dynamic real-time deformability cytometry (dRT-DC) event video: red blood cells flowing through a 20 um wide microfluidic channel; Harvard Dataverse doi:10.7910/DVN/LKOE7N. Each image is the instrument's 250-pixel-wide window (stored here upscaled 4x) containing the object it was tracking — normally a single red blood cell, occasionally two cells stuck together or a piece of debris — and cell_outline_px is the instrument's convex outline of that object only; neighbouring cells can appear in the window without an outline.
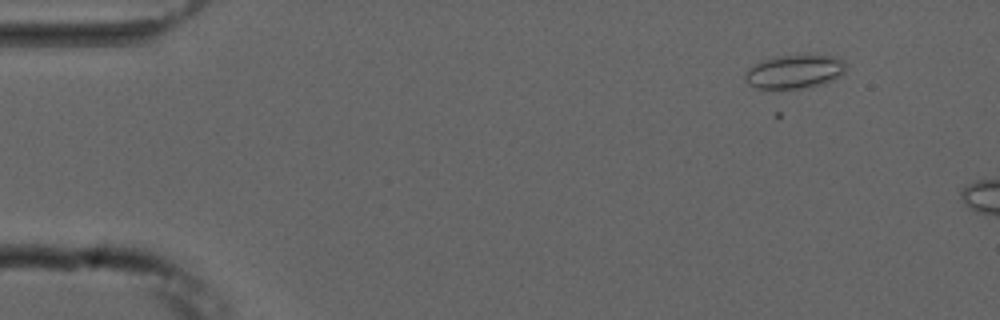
{"species": "common noctule bat (a hibernating species)", "species_latin": "Nyctalus noctula", "temperature_condition": "cold", "stored_images_in_passage": 3, "camera_frame_rate_fps": 3000, "um_per_image_px": 0.085, "animal": {"sex": "male", "forearm_length_mm": 52.5}, "frame": {"image": 1, "passage_image": 2, "time_ms": 1.333, "image_size_px": [1000, 320], "cell_outline_px": [[844, 72], [840, 76], [824, 84], [800, 88], [756, 88], [748, 84], [744, 76], [748, 68], [764, 60], [780, 56], [836, 56], [844, 60]], "centroid_in_image_um": [67.54, 6.1], "position_along_channel_um": 17.5, "area_um2": 19.36}}